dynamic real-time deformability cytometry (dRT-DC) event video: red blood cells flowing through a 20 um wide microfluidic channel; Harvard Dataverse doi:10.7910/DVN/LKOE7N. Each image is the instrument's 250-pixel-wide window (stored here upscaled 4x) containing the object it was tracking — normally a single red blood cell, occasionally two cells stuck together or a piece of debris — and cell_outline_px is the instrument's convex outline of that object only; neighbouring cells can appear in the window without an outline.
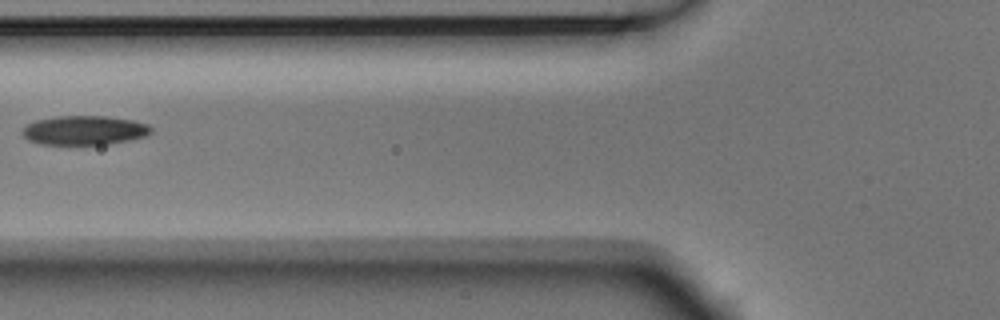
{"species": "Egyptian fruit bat (a non-hibernating species)", "species_latin": "Rousettus aegyptiacus", "temperature_condition": "room temperature", "stored_images_in_passage": 6, "camera_frame_rate_fps": 3000, "um_per_image_px": 0.085, "animal": {"sex": "male"}, "frame": {"image": 1, "passage_image": 2, "time_ms": 0.333, "image_size_px": [1000, 320], "cell_outline_px": [[152, 132], [148, 136], [108, 144], [40, 144], [28, 140], [20, 132], [28, 124], [36, 120], [56, 116], [108, 116], [132, 120], [148, 124], [152, 128]], "centroid_in_image_um": [7.19, 11.07], "position_along_channel_um": 118.6, "area_um2": 21.96}}
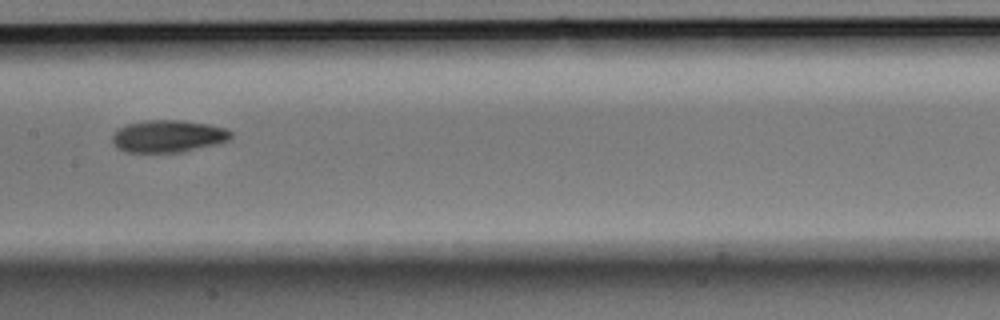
{"frame": {"image": 2, "passage_image": 4, "time_ms": 1.0, "image_size_px": [1000, 320], "cell_outline_px": [[232, 136], [228, 140], [216, 144], [180, 152], [124, 152], [116, 148], [112, 144], [112, 136], [120, 128], [128, 124], [144, 120], [184, 120], [208, 124], [224, 128], [232, 132]], "centroid_in_image_um": [14.27, 11.58], "position_along_channel_um": 193.1, "area_um2": 22.25}}
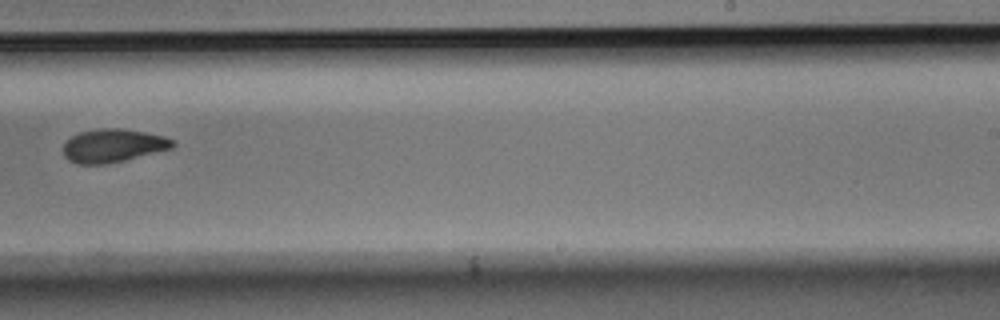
{"frame": {"image": 3, "passage_image": 6, "time_ms": 1.667, "image_size_px": [1000, 320], "cell_outline_px": [[176, 144], [172, 148], [124, 160], [104, 164], [80, 164], [68, 160], [64, 156], [64, 144], [72, 136], [80, 132], [96, 128], [120, 128], [144, 132], [164, 136], [172, 140]], "centroid_in_image_um": [9.6, 12.37], "position_along_channel_um": 279.4, "area_um2": 21.04}}